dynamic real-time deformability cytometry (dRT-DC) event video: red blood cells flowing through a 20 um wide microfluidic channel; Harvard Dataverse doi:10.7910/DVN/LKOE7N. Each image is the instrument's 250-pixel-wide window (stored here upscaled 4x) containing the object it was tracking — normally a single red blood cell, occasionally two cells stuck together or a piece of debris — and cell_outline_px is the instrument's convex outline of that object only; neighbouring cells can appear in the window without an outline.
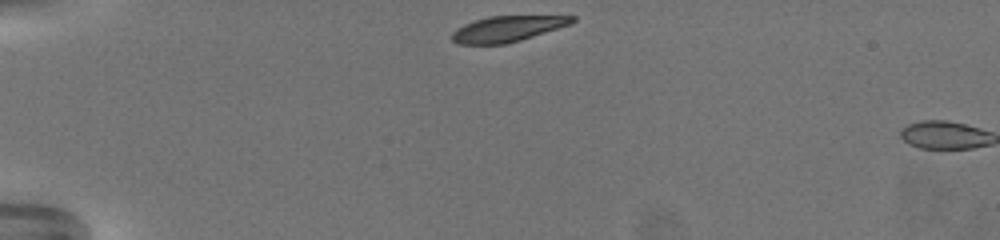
{"species": "common noctule bat (a hibernating species)", "species_latin": "Nyctalus noctula", "temperature_condition": "warm", "stored_images_in_passage": 2, "camera_frame_rate_fps": 3000, "um_per_image_px": 0.085, "animal": {"sex": "female", "body_mass_g": 19.5, "forearm_length_mm": 54.1}, "frame": {"image": 1, "passage_image": 1, "time_ms": 0.0, "image_size_px": [1000, 240], "cell_outline_px": [[576, 20], [572, 24], [520, 40], [504, 44], [460, 44], [452, 40], [452, 32], [456, 28], [464, 24], [488, 16], [576, 16]], "centroid_in_image_um": [43.14, 2.44], "position_along_channel_um": 41.9, "area_um2": 17.92}}